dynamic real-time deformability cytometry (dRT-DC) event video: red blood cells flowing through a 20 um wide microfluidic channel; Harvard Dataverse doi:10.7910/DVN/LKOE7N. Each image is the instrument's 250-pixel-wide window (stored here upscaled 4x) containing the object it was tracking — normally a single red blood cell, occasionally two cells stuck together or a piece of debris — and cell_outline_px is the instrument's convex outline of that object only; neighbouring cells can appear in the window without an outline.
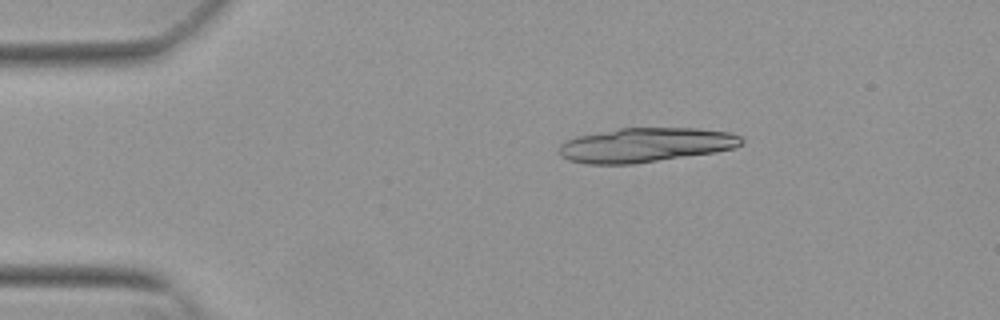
{"species": "Egyptian fruit bat (a non-hibernating species)", "species_latin": "Rousettus aegyptiacus", "temperature_condition": "warm", "stored_images_in_passage": 43, "camera_frame_rate_fps": 3000, "um_per_image_px": 0.085, "animal": {"sex": "female"}, "frame": {"image": 1, "passage_image": 1, "time_ms": 0.0, "image_size_px": [1000, 320], "cell_outline_px": [[744, 140], [740, 144], [732, 148], [716, 152], [632, 164], [588, 164], [568, 160], [560, 156], [560, 144], [564, 140], [576, 136], [620, 128], [696, 128], [732, 132], [740, 136]], "centroid_in_image_um": [54.85, 12.32], "position_along_channel_um": 30.1, "area_um2": 36.59}}
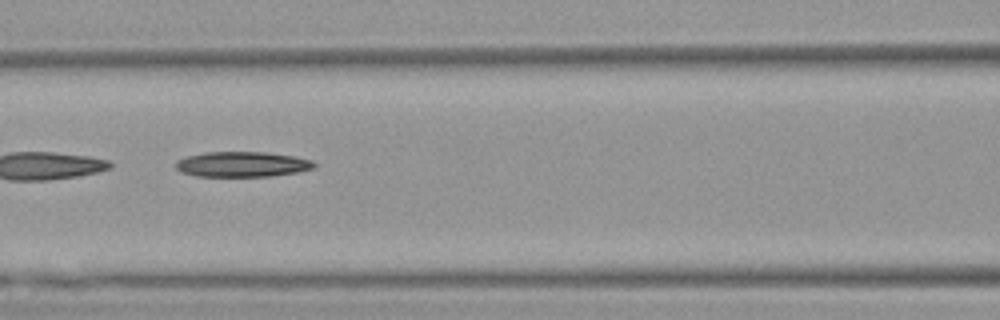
{"frame": {"image": 2, "passage_image": 15, "time_ms": 4.667, "image_size_px": [1000, 320], "cell_outline_px": [[316, 168], [300, 172], [272, 176], [196, 176], [180, 172], [176, 168], [176, 160], [188, 156], [204, 152], [264, 152], [292, 156], [312, 160], [316, 164]], "centroid_in_image_um": [20.6, 13.97], "position_along_channel_um": 146.0, "area_um2": 20.46}}
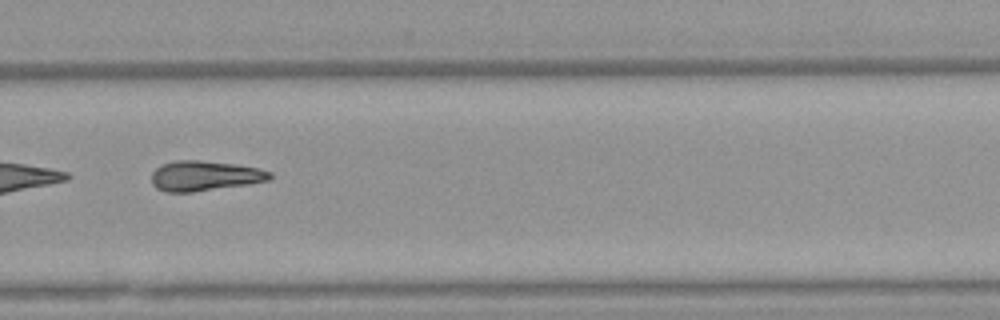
{"frame": {"image": 3, "passage_image": 28, "time_ms": 9.0, "image_size_px": [1000, 320], "cell_outline_px": [[272, 176], [268, 180], [248, 184], [192, 192], [164, 192], [156, 188], [152, 184], [152, 172], [156, 168], [164, 164], [176, 160], [200, 160], [236, 164], [260, 168], [272, 172]], "centroid_in_image_um": [17.4, 14.94], "position_along_channel_um": 312.4, "area_um2": 20.75}}